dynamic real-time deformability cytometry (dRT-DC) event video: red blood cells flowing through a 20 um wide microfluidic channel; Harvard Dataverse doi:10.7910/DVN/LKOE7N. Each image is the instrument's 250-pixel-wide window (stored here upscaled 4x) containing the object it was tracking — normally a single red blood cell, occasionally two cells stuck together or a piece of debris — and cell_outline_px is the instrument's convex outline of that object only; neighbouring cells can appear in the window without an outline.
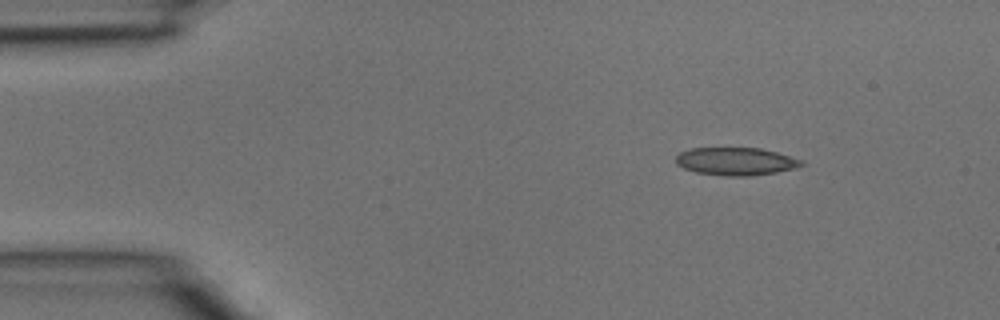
{"species": "common noctule bat (a hibernating species)", "species_latin": "Nyctalus noctula", "temperature_condition": "room temperature", "stored_images_in_passage": 3, "camera_frame_rate_fps": 3000, "um_per_image_px": 0.085, "animal": {"sex": "male", "body_mass_g": 15.6}, "frame": {"image": 1, "passage_image": 1, "time_ms": 0.0, "image_size_px": [1000, 320], "cell_outline_px": [[804, 164], [796, 168], [776, 172], [748, 176], [724, 176], [696, 172], [684, 168], [676, 164], [676, 156], [680, 152], [688, 148], [760, 148], [776, 152], [804, 160]], "centroid_in_image_um": [62.54, 13.71], "position_along_channel_um": 22.5, "area_um2": 20.4}}
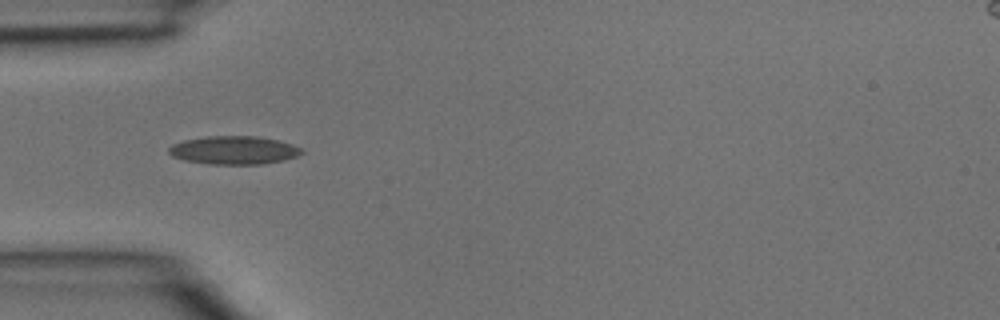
{"frame": {"image": 2, "passage_image": 3, "time_ms": 0.667, "image_size_px": [1000, 320], "cell_outline_px": [[304, 152], [296, 156], [284, 160], [264, 164], [212, 164], [184, 160], [172, 156], [168, 152], [168, 148], [172, 144], [184, 140], [204, 136], [256, 136], [276, 140], [292, 144], [300, 148]], "centroid_in_image_um": [19.85, 12.76], "position_along_channel_um": 65.1, "area_um2": 21.85}}